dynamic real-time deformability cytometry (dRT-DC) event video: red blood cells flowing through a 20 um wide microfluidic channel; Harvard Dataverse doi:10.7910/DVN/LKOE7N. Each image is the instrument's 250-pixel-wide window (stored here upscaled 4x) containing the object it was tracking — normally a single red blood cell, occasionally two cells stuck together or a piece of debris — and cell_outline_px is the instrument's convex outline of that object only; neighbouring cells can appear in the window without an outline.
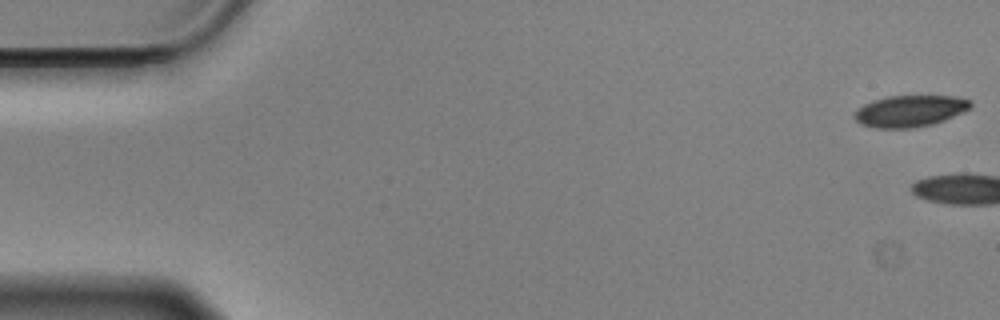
{"species": "Egyptian fruit bat (a non-hibernating species)", "species_latin": "Rousettus aegyptiacus", "temperature_condition": "cold", "stored_images_in_passage": 4, "camera_frame_rate_fps": 3000, "um_per_image_px": 0.085, "animal": {"sex": "male"}, "frame": {"image": 1, "passage_image": 1, "time_ms": 0.0, "image_size_px": [1000, 320], "cell_outline_px": [[972, 108], [964, 112], [944, 120], [932, 124], [912, 128], [876, 128], [860, 124], [852, 116], [864, 104], [888, 96], [952, 96], [972, 100]], "centroid_in_image_um": [77.38, 9.44], "position_along_channel_um": 7.6, "area_um2": 21.27}}